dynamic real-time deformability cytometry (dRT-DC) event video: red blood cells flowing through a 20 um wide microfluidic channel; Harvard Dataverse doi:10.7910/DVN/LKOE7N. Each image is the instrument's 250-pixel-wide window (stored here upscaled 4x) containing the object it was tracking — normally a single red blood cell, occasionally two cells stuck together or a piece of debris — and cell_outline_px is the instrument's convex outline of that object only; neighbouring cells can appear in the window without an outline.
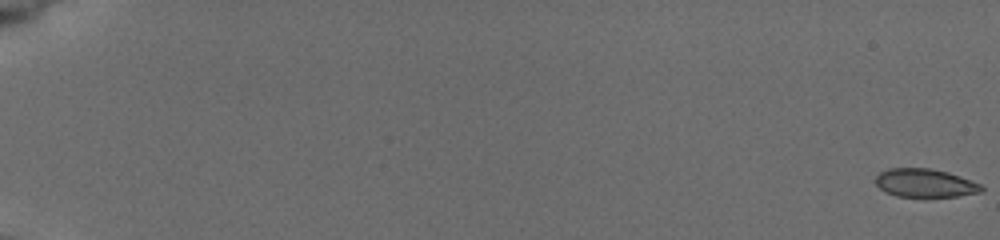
{"species": "common noctule bat (a hibernating species)", "species_latin": "Nyctalus noctula", "temperature_condition": "cold", "stored_images_in_passage": 21, "camera_frame_rate_fps": 3000, "um_per_image_px": 0.085, "animal": {"sex": "female", "body_mass_g": 19.5, "forearm_length_mm": 54.1}, "frame": {"image": 1, "passage_image": 1, "time_ms": 0.0, "image_size_px": [1000, 240], "cell_outline_px": [[984, 188], [980, 192], [956, 196], [896, 196], [880, 188], [876, 184], [876, 176], [880, 172], [888, 168], [928, 168], [948, 172], [980, 184]], "centroid_in_image_um": [78.61, 15.54], "position_along_channel_um": 6.4, "area_um2": 17.17}}
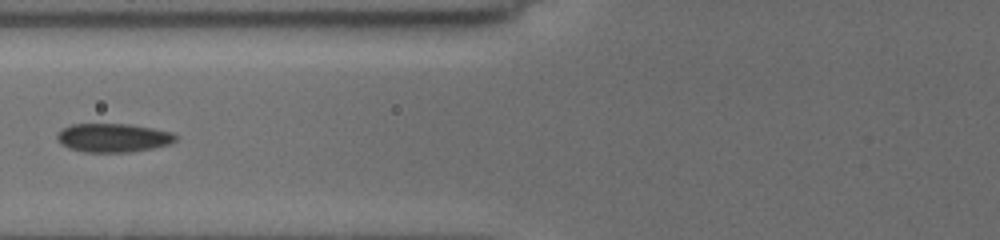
{"frame": {"image": 2, "passage_image": 17, "time_ms": 8.333, "image_size_px": [1000, 240], "cell_outline_px": [[176, 140], [168, 144], [152, 148], [128, 152], [84, 152], [68, 148], [60, 144], [56, 140], [56, 136], [64, 128], [72, 124], [132, 124], [172, 132], [176, 136]], "centroid_in_image_um": [9.59, 11.71], "position_along_channel_um": 116.2, "area_um2": 19.77}}
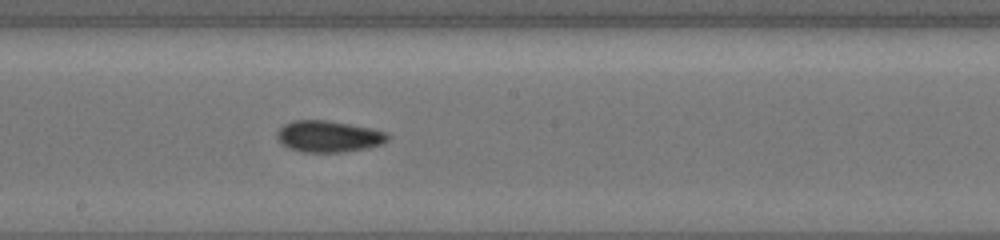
{"frame": {"image": 3, "passage_image": 21, "time_ms": 11.0, "image_size_px": [1000, 240], "cell_outline_px": [[392, 136], [388, 140], [380, 144], [368, 148], [344, 152], [304, 152], [288, 148], [276, 136], [276, 132], [284, 124], [292, 120], [324, 120], [372, 128], [388, 132]], "centroid_in_image_um": [27.96, 11.59], "position_along_channel_um": 220.2, "area_um2": 20.35}}